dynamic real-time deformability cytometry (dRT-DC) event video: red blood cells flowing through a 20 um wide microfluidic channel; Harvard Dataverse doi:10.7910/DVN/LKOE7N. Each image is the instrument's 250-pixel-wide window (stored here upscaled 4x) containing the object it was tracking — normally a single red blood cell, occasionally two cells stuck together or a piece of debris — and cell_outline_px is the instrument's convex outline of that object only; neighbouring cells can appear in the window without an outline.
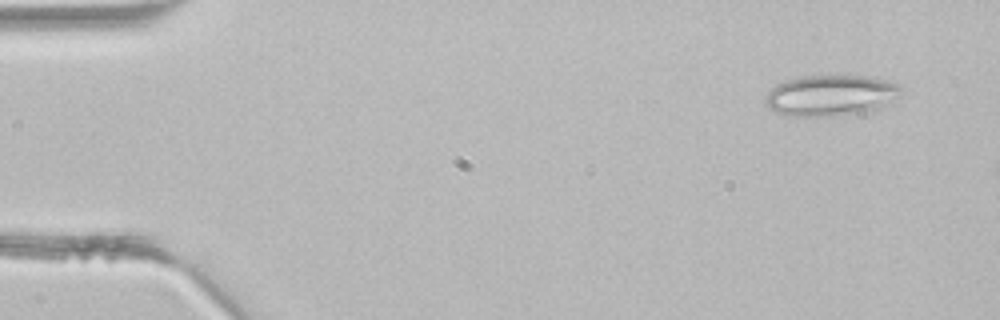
{"species": "common noctule bat (a hibernating species)", "species_latin": "Nyctalus noctula", "temperature_condition": "room temperature", "stored_images_in_passage": 3, "camera_frame_rate_fps": 3000, "um_per_image_px": 0.085, "animal": {"sex": "male", "body_mass_g": 21.5, "forearm_length_mm": 52.0}, "frame": {"image": 1, "passage_image": 1, "time_ms": 0.0, "image_size_px": [1000, 320], "cell_outline_px": [[900, 88], [896, 96], [880, 108], [860, 112], [824, 116], [788, 116], [776, 112], [768, 108], [764, 104], [764, 96], [776, 84], [784, 80], [800, 76], [876, 76], [900, 84]], "centroid_in_image_um": [70.54, 8.09], "position_along_channel_um": 14.5, "area_um2": 32.31}}